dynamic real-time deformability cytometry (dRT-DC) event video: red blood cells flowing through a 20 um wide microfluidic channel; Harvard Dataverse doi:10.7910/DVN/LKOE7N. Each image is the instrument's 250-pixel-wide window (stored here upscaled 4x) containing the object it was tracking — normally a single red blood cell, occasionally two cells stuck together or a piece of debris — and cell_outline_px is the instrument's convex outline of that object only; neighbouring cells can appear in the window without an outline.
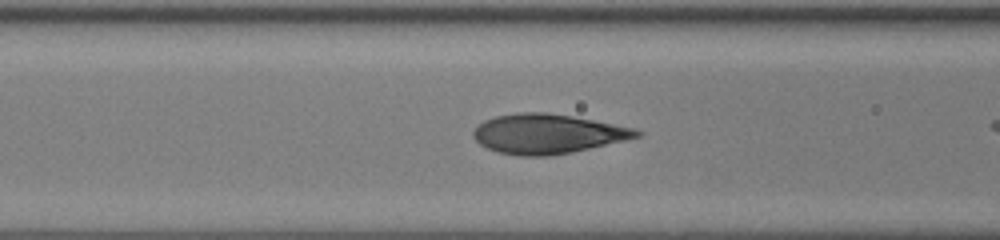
{"species": "human", "species_latin": "Homo sapiens", "temperature_condition": "room temperature", "stored_images_in_passage": 46, "camera_frame_rate_fps": 3000, "um_per_image_px": 0.085, "donor": {"sex": "female"}, "frame": {"image": 1, "passage_image": 24, "time_ms": 7.667, "image_size_px": [1000, 240], "cell_outline_px": [[644, 132], [640, 136], [624, 140], [572, 152], [548, 156], [520, 156], [496, 152], [480, 144], [472, 136], [472, 132], [484, 120], [496, 116], [516, 112], [548, 112], [572, 116], [636, 128]], "centroid_in_image_um": [46.53, 11.37], "position_along_channel_um": 120.1, "area_um2": 37.63}}
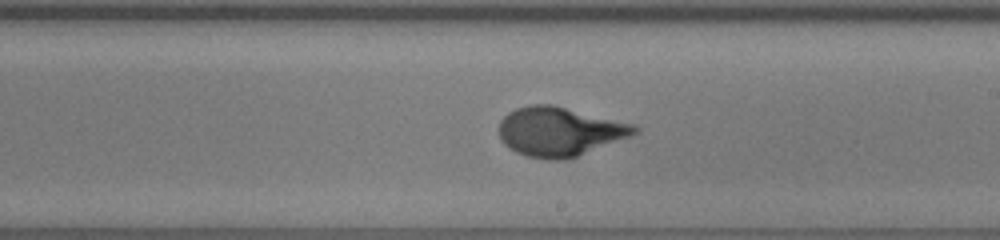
{"frame": {"image": 2, "passage_image": 34, "time_ms": 11.0, "image_size_px": [1000, 240], "cell_outline_px": [[640, 132], [632, 136], [576, 156], [564, 160], [552, 160], [528, 156], [516, 152], [508, 148], [500, 140], [500, 120], [508, 112], [516, 108], [532, 104], [552, 104], [636, 124], [640, 128]], "centroid_in_image_um": [47.59, 11.17], "position_along_channel_um": 241.4, "area_um2": 38.96}}
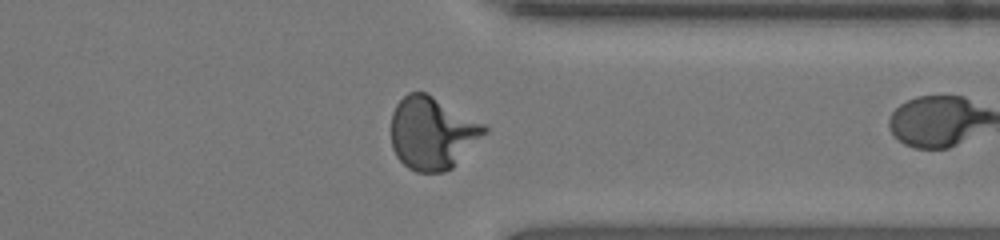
{"frame": {"image": 3, "passage_image": 45, "time_ms": 14.667, "image_size_px": [1000, 240], "cell_outline_px": [[488, 132], [452, 168], [444, 172], [416, 172], [408, 168], [396, 156], [392, 148], [392, 112], [396, 104], [408, 92], [428, 92], [484, 124], [488, 128]], "centroid_in_image_um": [36.75, 11.3], "position_along_channel_um": 374.7, "area_um2": 39.65}}